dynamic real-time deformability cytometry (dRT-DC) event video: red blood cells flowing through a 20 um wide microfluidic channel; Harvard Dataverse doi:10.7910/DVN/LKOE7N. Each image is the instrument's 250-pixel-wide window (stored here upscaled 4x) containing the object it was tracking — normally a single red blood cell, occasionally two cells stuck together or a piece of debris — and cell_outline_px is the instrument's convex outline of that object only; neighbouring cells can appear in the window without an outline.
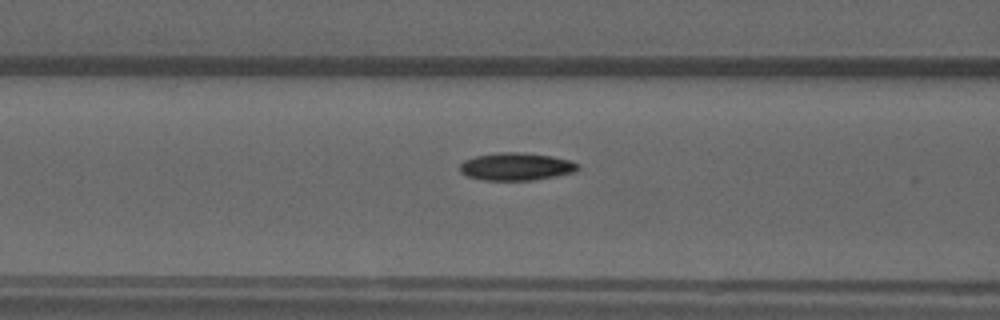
{"species": "common noctule bat (a hibernating species)", "species_latin": "Nyctalus noctula", "temperature_condition": "warm", "stored_images_in_passage": 48, "camera_frame_rate_fps": 3000, "um_per_image_px": 0.085, "animal": {"sex": "male", "forearm_length_mm": 52.5}, "frame": {"image": 1, "passage_image": 15, "time_ms": 4.667, "image_size_px": [1000, 320], "cell_outline_px": [[580, 168], [576, 172], [556, 176], [532, 180], [484, 180], [468, 176], [460, 172], [460, 164], [464, 160], [476, 156], [500, 152], [524, 152], [552, 156], [572, 160], [580, 164]], "centroid_in_image_um": [43.93, 14.15], "position_along_channel_um": 122.7, "area_um2": 19.19}}
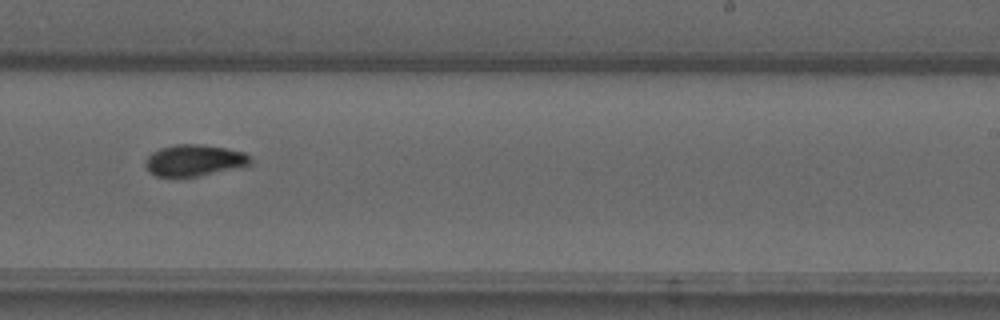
{"frame": {"image": 2, "passage_image": 27, "time_ms": 8.667, "image_size_px": [1000, 320], "cell_outline_px": [[252, 164], [248, 168], [200, 176], [156, 176], [144, 164], [144, 160], [152, 152], [160, 148], [176, 144], [200, 144], [224, 148], [244, 152], [252, 156]], "centroid_in_image_um": [16.63, 13.64], "position_along_channel_um": 272.4, "area_um2": 19.71}}
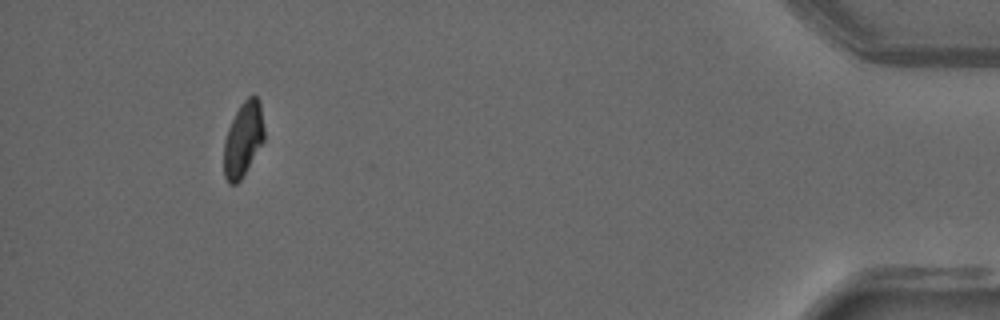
{"frame": {"image": 3, "passage_image": 44, "time_ms": 14.333, "image_size_px": [1000, 320], "cell_outline_px": [[264, 140], [240, 180], [236, 184], [228, 184], [224, 176], [224, 140], [228, 128], [240, 104], [248, 96], [256, 96], [260, 100], [264, 128]], "centroid_in_image_um": [20.66, 11.82], "position_along_channel_um": 414.5, "area_um2": 17.46}, "authors_computed_cell_mechanics": {"area_um2": 18.6116, "velocity_mm_per_s": 3.7613, "shape_relaxation_time_tau1_ms": 6.2296, "shape_relaxation_time_tau2_ms": 3.4198, "deformation_change_tau1": 0.1947, "deformation_change_tau2": 0.0752}}